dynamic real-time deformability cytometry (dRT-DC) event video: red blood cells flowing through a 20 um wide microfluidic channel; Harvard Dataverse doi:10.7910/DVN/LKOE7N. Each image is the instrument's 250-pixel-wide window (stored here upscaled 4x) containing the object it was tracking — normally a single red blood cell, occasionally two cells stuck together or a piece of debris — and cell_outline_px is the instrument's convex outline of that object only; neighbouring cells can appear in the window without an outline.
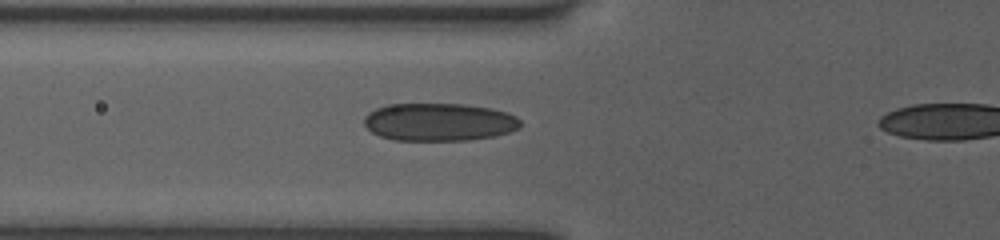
{"species": "human", "species_latin": "Homo sapiens", "temperature_condition": "room temperature", "stored_images_in_passage": 5, "camera_frame_rate_fps": 3000, "um_per_image_px": 0.085, "donor": {"sex": "female"}, "frame": {"image": 1, "passage_image": 5, "time_ms": 1.333, "image_size_px": [1000, 240], "cell_outline_px": [[520, 128], [496, 136], [468, 140], [396, 140], [380, 136], [372, 132], [364, 124], [364, 116], [368, 112], [376, 108], [388, 104], [464, 104], [492, 108], [508, 112], [516, 116], [520, 120]], "centroid_in_image_um": [37.33, 10.36], "position_along_channel_um": 88.5, "area_um2": 34.62}}